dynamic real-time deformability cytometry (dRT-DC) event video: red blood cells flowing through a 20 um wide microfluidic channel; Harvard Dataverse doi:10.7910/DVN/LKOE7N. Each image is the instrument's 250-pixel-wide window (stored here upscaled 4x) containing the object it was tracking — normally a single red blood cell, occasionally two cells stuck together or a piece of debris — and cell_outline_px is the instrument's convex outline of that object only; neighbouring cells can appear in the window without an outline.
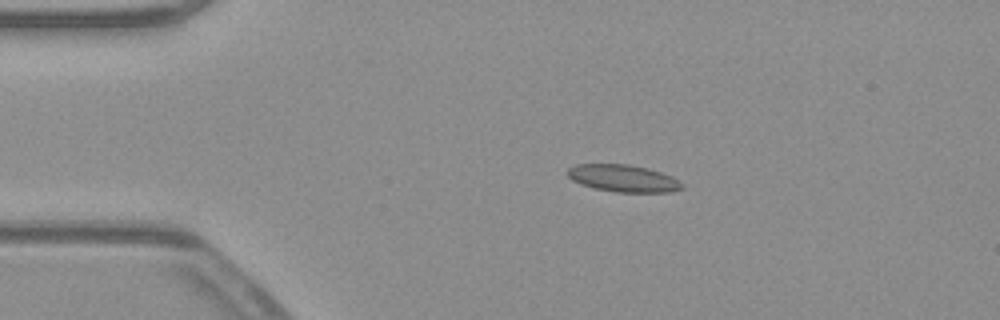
{"species": "common noctule bat (a hibernating species)", "species_latin": "Nyctalus noctula", "temperature_condition": "warm", "stored_images_in_passage": 43, "camera_frame_rate_fps": 3000, "um_per_image_px": 0.085, "animal": {"sex": "male", "body_mass_g": 23.1, "forearm_length_mm": 52.7}, "frame": {"image": 1, "passage_image": 1, "time_ms": 0.0, "image_size_px": [1000, 320], "cell_outline_px": [[684, 188], [668, 192], [616, 192], [596, 188], [580, 184], [572, 180], [568, 176], [568, 168], [576, 164], [628, 164], [648, 168], [672, 176], [684, 184]], "centroid_in_image_um": [52.99, 15.15], "position_along_channel_um": 32.0, "area_um2": 18.09}}
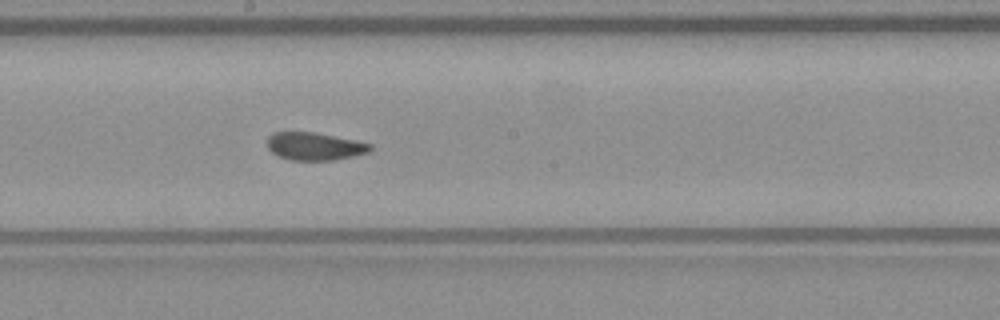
{"frame": {"image": 2, "passage_image": 19, "time_ms": 6.0, "image_size_px": [1000, 320], "cell_outline_px": [[372, 148], [368, 152], [336, 160], [292, 160], [280, 156], [272, 152], [268, 148], [268, 136], [272, 132], [312, 132], [356, 140], [372, 144]], "centroid_in_image_um": [26.74, 12.43], "position_along_channel_um": 221.5, "area_um2": 16.53}}
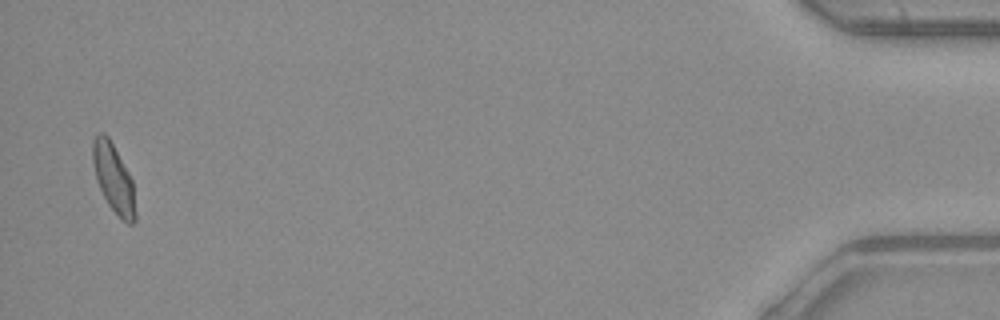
{"frame": {"image": 3, "passage_image": 42, "time_ms": 13.667, "image_size_px": [1000, 320], "cell_outline_px": [[136, 220], [132, 224], [128, 224], [108, 204], [96, 180], [92, 164], [92, 140], [100, 132], [104, 132], [108, 136], [128, 172], [132, 180], [136, 212]], "centroid_in_image_um": [9.64, 15.13], "position_along_channel_um": 425.6, "area_um2": 16.88}, "authors_computed_cell_mechanics": {"area_um2": 17.1666, "velocity_mm_per_s": 3.9107, "shape_relaxation_time_tau1_ms": null, "shape_relaxation_time_tau2_ms": 0.962, "deformation_change_tau1": null, "deformation_change_tau2": 0.0497}}